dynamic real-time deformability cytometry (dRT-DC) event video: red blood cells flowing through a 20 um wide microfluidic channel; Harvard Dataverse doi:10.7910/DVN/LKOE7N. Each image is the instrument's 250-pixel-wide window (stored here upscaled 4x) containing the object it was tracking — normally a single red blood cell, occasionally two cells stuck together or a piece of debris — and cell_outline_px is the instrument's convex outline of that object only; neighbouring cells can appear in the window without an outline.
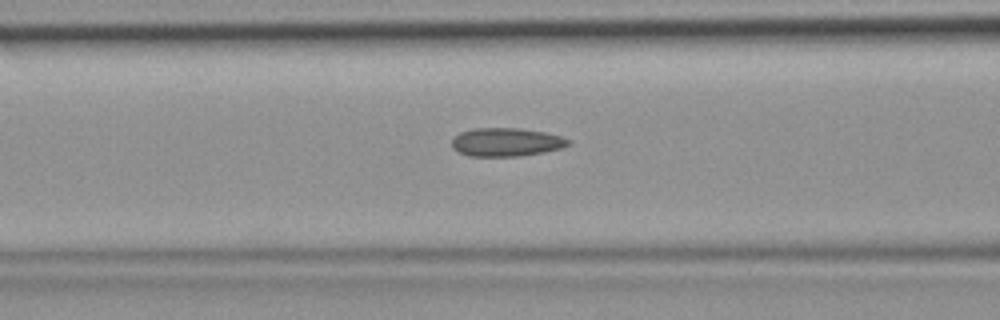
{"species": "common noctule bat (a hibernating species)", "species_latin": "Nyctalus noctula", "temperature_condition": "room temperature", "stored_images_in_passage": 43, "camera_frame_rate_fps": 3000, "um_per_image_px": 0.085, "animal": {"sex": "female", "body_mass_g": 19.9}, "frame": {"image": 1, "passage_image": 17, "time_ms": 5.333, "image_size_px": [1000, 320], "cell_outline_px": [[572, 144], [560, 148], [544, 152], [520, 156], [468, 156], [452, 148], [452, 136], [460, 132], [472, 128], [520, 128], [544, 132], [564, 136], [572, 140]], "centroid_in_image_um": [43.05, 12.07], "position_along_channel_um": 123.6, "area_um2": 19.59}}
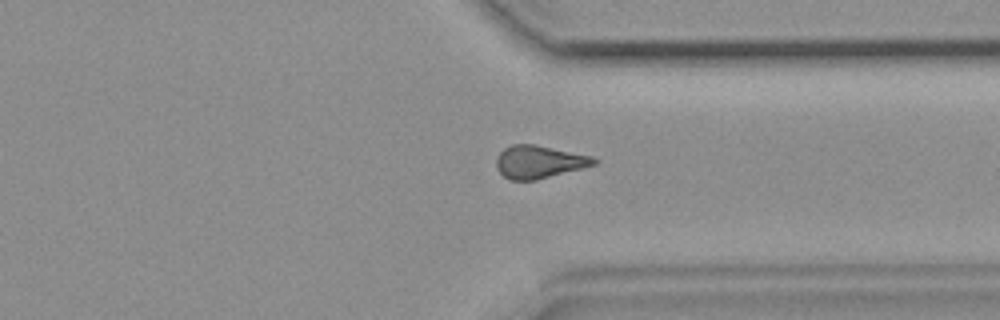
{"frame": {"image": 2, "passage_image": 33, "time_ms": 10.667, "image_size_px": [1000, 320], "cell_outline_px": [[600, 160], [596, 164], [584, 168], [536, 180], [508, 180], [496, 168], [496, 160], [500, 152], [504, 148], [512, 144], [532, 144], [592, 156]], "centroid_in_image_um": [45.83, 13.77], "position_along_channel_um": 365.6, "area_um2": 18.67}}
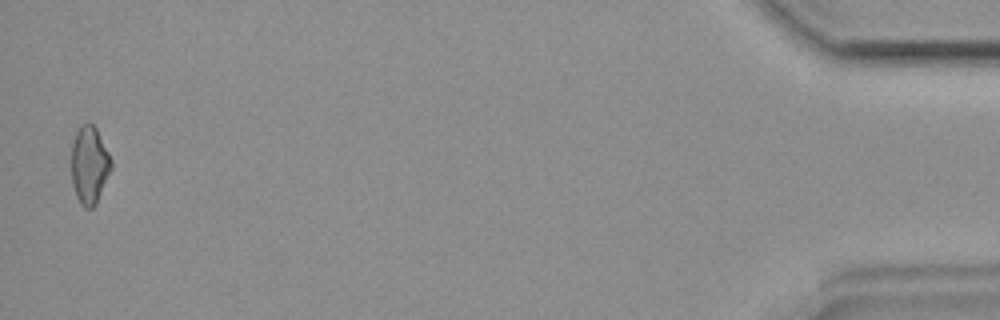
{"frame": {"image": 3, "passage_image": 43, "time_ms": 14.0, "image_size_px": [1000, 320], "cell_outline_px": [[112, 168], [96, 204], [92, 208], [84, 208], [80, 204], [76, 196], [72, 184], [72, 144], [76, 132], [80, 124], [92, 124], [96, 128], [112, 160]], "centroid_in_image_um": [7.6, 14.05], "position_along_channel_um": 427.6, "area_um2": 17.98}}